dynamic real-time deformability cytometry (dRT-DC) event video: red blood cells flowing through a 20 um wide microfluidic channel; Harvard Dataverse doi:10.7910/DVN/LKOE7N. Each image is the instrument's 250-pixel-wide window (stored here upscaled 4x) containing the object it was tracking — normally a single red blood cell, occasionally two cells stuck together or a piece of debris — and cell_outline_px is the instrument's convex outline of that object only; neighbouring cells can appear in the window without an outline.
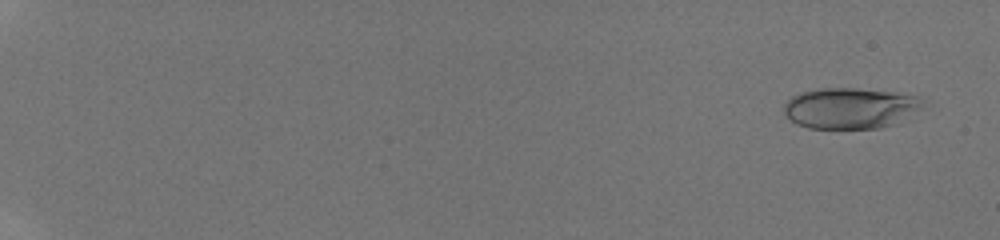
{"species": "human", "species_latin": "Homo sapiens", "temperature_condition": "room temperature", "stored_images_in_passage": 29, "camera_frame_rate_fps": 3000, "um_per_image_px": 0.085, "donor": {"sex": "male"}, "frame": {"image": 1, "passage_image": 1, "time_ms": 0.0, "image_size_px": [1000, 240], "cell_outline_px": [[928, 100], [920, 108], [892, 124], [880, 128], [808, 128], [796, 124], [784, 116], [784, 104], [792, 96], [800, 92], [816, 88], [856, 88], [892, 92], [920, 96]], "centroid_in_image_um": [72.23, 9.18], "position_along_channel_um": 12.8, "area_um2": 33.18}}
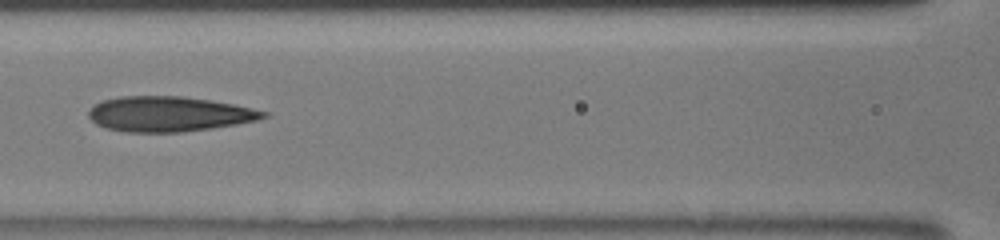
{"frame": {"image": 2, "passage_image": 12, "time_ms": 8.667, "image_size_px": [1000, 240], "cell_outline_px": [[268, 116], [256, 120], [236, 124], [212, 128], [184, 132], [124, 132], [108, 128], [96, 124], [88, 116], [88, 112], [100, 100], [120, 96], [184, 96], [232, 104], [252, 108], [268, 112]], "centroid_in_image_um": [14.34, 9.69], "position_along_channel_um": 152.3, "area_um2": 35.66}}
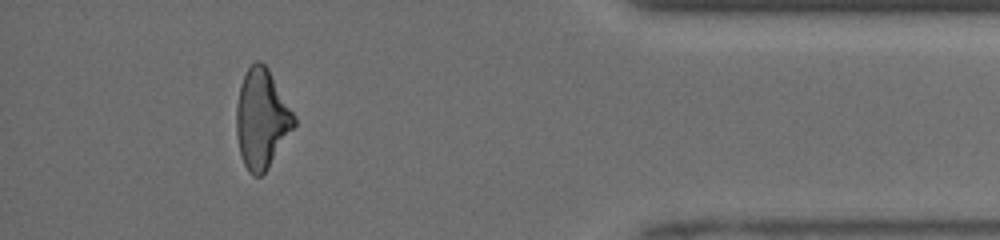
{"frame": {"image": 3, "passage_image": 26, "time_ms": 15.667, "image_size_px": [1000, 240], "cell_outline_px": [[296, 124], [268, 168], [260, 176], [252, 176], [248, 172], [240, 156], [236, 132], [236, 104], [240, 84], [248, 68], [256, 60], [260, 60], [268, 68], [296, 116]], "centroid_in_image_um": [22.23, 10.1], "position_along_channel_um": 413.0, "area_um2": 33.47}, "authors_computed_cell_mechanics": {"area_um2": 34.391, "velocity_mm_per_s": 4.1656, "shape_relaxation_time_tau1_ms": 5.0419, "shape_relaxation_time_tau2_ms": 2.3893, "deformation_change_tau1": 0.1708, "deformation_change_tau2": 0.1381}}